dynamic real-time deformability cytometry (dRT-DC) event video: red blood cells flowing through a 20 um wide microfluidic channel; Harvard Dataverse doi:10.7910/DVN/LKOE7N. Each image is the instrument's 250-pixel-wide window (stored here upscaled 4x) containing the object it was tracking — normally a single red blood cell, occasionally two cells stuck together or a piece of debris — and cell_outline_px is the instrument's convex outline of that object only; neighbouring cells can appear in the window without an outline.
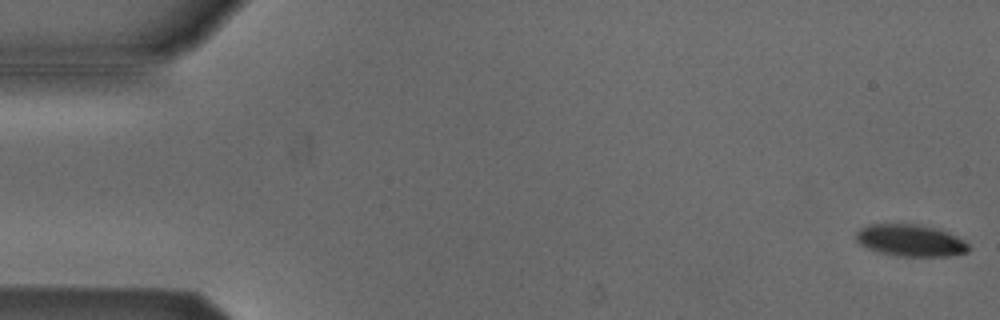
{"species": "Egyptian fruit bat (a non-hibernating species)", "species_latin": "Rousettus aegyptiacus", "temperature_condition": "cold", "stored_images_in_passage": 54, "camera_frame_rate_fps": 3000, "um_per_image_px": 0.085, "animal": {"sex": "male"}, "frame": {"image": 1, "passage_image": 1, "time_ms": 0.0, "image_size_px": [1000, 320], "cell_outline_px": [[968, 252], [956, 256], [896, 256], [880, 252], [868, 248], [860, 244], [856, 240], [856, 232], [860, 228], [868, 224], [916, 224], [948, 232], [964, 240], [968, 244]], "centroid_in_image_um": [77.39, 20.44], "position_along_channel_um": 7.6, "area_um2": 20.87}}
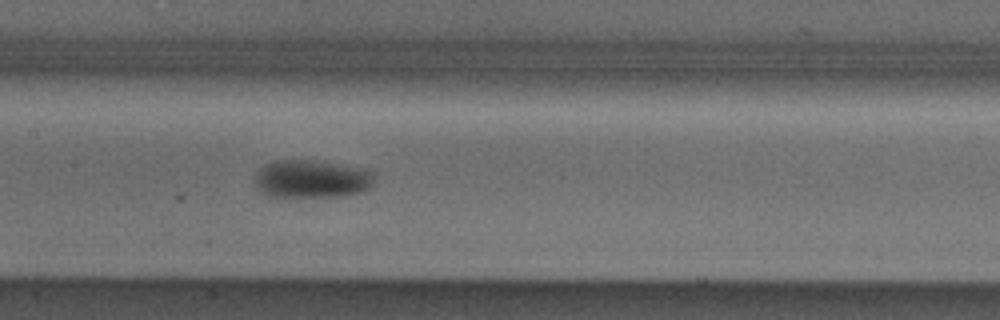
{"frame": {"image": 2, "passage_image": 26, "time_ms": 8.333, "image_size_px": [1000, 320], "cell_outline_px": [[376, 172], [372, 184], [364, 192], [348, 196], [268, 196], [260, 192], [256, 188], [256, 176], [260, 168], [268, 164], [280, 160], [304, 160], [368, 168]], "centroid_in_image_um": [26.57, 15.22], "position_along_channel_um": 180.8, "area_um2": 26.41}}
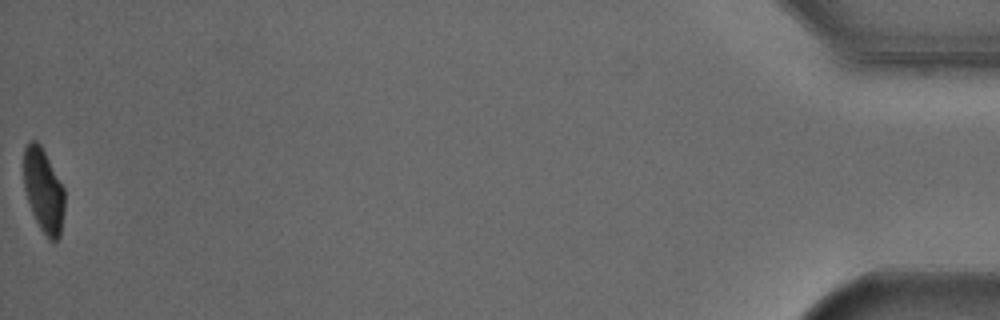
{"frame": {"image": 3, "passage_image": 54, "time_ms": 17.667, "image_size_px": [1000, 320], "cell_outline_px": [[64, 212], [60, 236], [52, 244], [48, 240], [40, 228], [32, 212], [24, 188], [24, 148], [28, 140], [36, 140], [40, 144], [64, 188]], "centroid_in_image_um": [3.7, 16.22], "position_along_channel_um": 431.5, "area_um2": 20.0}, "authors_computed_cell_mechanics": {"area_um2": 23.2356, "velocity_mm_per_s": 3.8075, "shape_relaxation_time_tau1_ms": 2.0322, "shape_relaxation_time_tau2_ms": null, "deformation_change_tau1": 0.1082, "deformation_change_tau2": null}}